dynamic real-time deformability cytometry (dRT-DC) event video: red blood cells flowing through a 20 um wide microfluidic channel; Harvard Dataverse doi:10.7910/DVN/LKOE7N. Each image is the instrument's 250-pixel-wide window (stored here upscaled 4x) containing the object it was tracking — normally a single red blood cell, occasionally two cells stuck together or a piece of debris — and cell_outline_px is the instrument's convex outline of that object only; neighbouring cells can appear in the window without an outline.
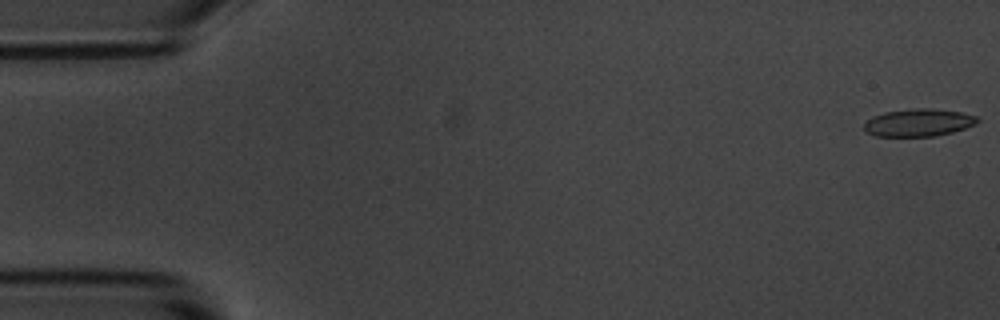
{"species": "common noctule bat (a hibernating species)", "species_latin": "Nyctalus noctula", "temperature_condition": "room temperature", "stored_images_in_passage": 5, "camera_frame_rate_fps": 3000, "um_per_image_px": 0.085, "animal": {"sex": "male", "body_mass_g": 20.1, "forearm_length_mm": 53.5}, "frame": {"image": 1, "passage_image": 1, "time_ms": 0.0, "image_size_px": [1000, 320], "cell_outline_px": [[980, 120], [976, 124], [952, 132], [936, 136], [876, 136], [868, 132], [864, 128], [864, 124], [872, 116], [884, 112], [916, 108], [928, 108], [960, 112], [976, 116]], "centroid_in_image_um": [78.08, 10.42], "position_along_channel_um": 6.9, "area_um2": 18.03}}
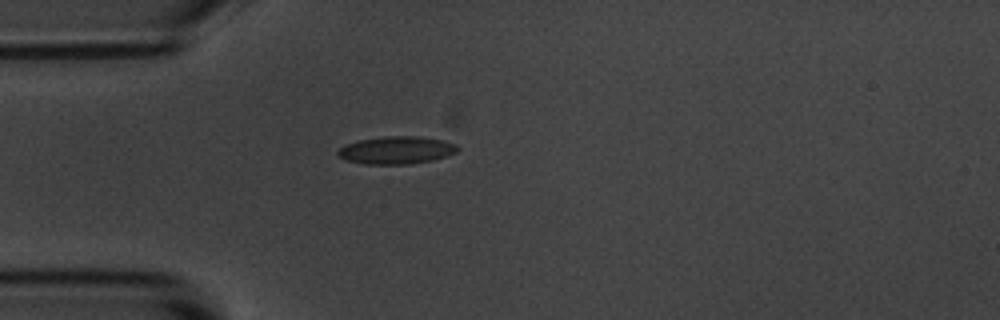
{"frame": {"image": 2, "passage_image": 5, "time_ms": 4.667, "image_size_px": [1000, 320], "cell_outline_px": [[460, 148], [456, 152], [448, 156], [432, 160], [412, 164], [364, 164], [344, 160], [336, 152], [344, 144], [360, 140], [388, 136], [420, 136], [444, 140], [456, 144]], "centroid_in_image_um": [33.72, 12.76], "position_along_channel_um": 51.3, "area_um2": 19.42}}